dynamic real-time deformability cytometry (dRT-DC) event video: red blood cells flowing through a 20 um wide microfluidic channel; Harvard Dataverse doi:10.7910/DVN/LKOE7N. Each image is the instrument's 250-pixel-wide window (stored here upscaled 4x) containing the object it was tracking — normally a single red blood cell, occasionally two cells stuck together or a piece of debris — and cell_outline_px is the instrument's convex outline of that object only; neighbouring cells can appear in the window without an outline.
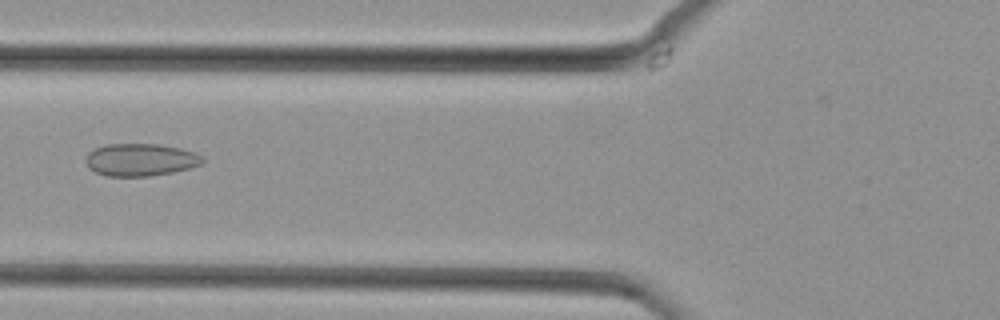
{"species": "common noctule bat (a hibernating species)", "species_latin": "Nyctalus noctula", "temperature_condition": "cold", "stored_images_in_passage": 49, "camera_frame_rate_fps": 3000, "um_per_image_px": 0.085, "animal": {"sex": "female", "body_mass_g": 29.2, "forearm_length_mm": 56.3}, "frame": {"image": 1, "passage_image": 19, "time_ms": 6.0, "image_size_px": [1000, 320], "cell_outline_px": [[204, 164], [172, 172], [148, 176], [108, 176], [96, 172], [88, 168], [84, 160], [88, 152], [104, 144], [160, 144], [180, 148], [196, 152], [204, 156]], "centroid_in_image_um": [11.95, 13.57], "position_along_channel_um": 113.8, "area_um2": 22.31}}
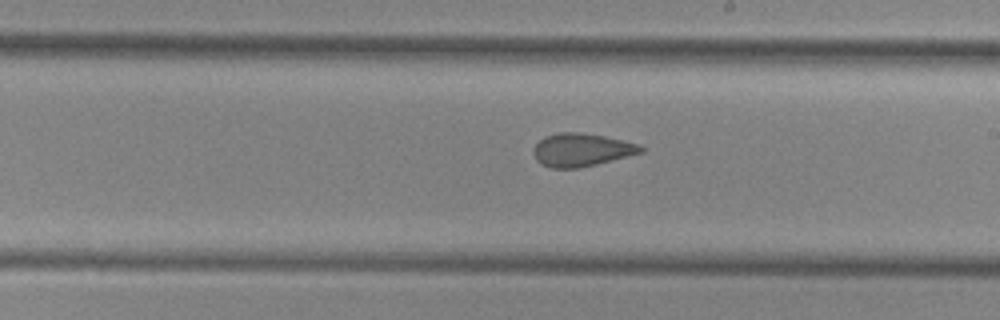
{"frame": {"image": 2, "passage_image": 28, "time_ms": 9.0, "image_size_px": [1000, 320], "cell_outline_px": [[644, 152], [580, 168], [552, 168], [540, 164], [536, 160], [532, 152], [532, 148], [544, 136], [556, 132], [580, 132], [604, 136], [640, 144], [644, 148]], "centroid_in_image_um": [49.4, 12.73], "position_along_channel_um": 239.6, "area_um2": 20.87}}
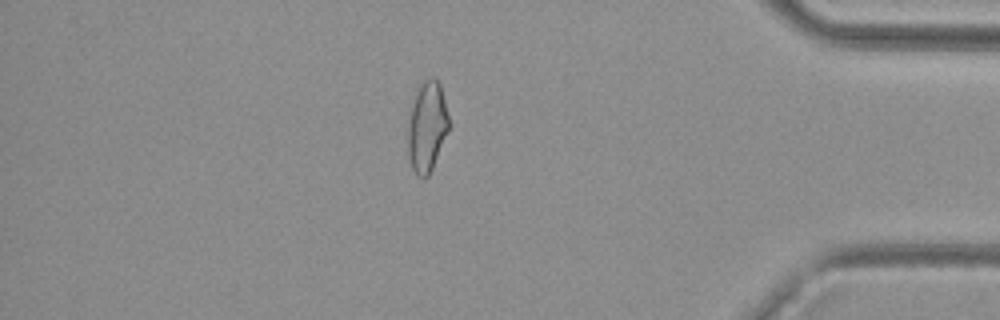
{"frame": {"image": 3, "passage_image": 42, "time_ms": 13.667, "image_size_px": [1000, 320], "cell_outline_px": [[448, 132], [432, 168], [428, 176], [424, 180], [416, 176], [412, 168], [408, 156], [408, 124], [412, 108], [416, 96], [424, 80], [428, 76], [436, 76], [440, 84], [448, 116]], "centroid_in_image_um": [36.3, 10.81], "position_along_channel_um": 398.9, "area_um2": 21.27}}